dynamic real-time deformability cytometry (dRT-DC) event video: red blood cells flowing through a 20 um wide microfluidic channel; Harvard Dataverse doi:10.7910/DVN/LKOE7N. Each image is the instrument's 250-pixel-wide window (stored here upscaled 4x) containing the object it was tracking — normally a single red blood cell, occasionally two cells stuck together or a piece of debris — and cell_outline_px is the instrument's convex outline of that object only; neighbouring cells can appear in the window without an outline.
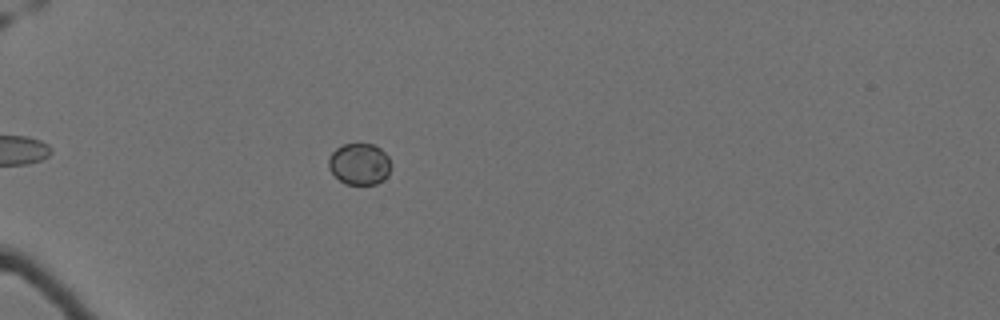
{"species": "Egyptian fruit bat (a non-hibernating species)", "species_latin": "Rousettus aegyptiacus", "temperature_condition": "cold", "stored_images_in_passage": 44, "camera_frame_rate_fps": 3000, "um_per_image_px": 0.085, "animal": {"sex": "female"}, "frame": {"image": 1, "passage_image": 3, "time_ms": 0.667, "image_size_px": [1000, 320], "cell_outline_px": [[392, 164], [388, 176], [384, 180], [376, 184], [344, 184], [328, 168], [328, 160], [332, 152], [336, 148], [344, 144], [372, 144], [380, 148], [388, 156]], "centroid_in_image_um": [30.58, 13.95], "position_along_channel_um": 54.4, "area_um2": 15.2}}
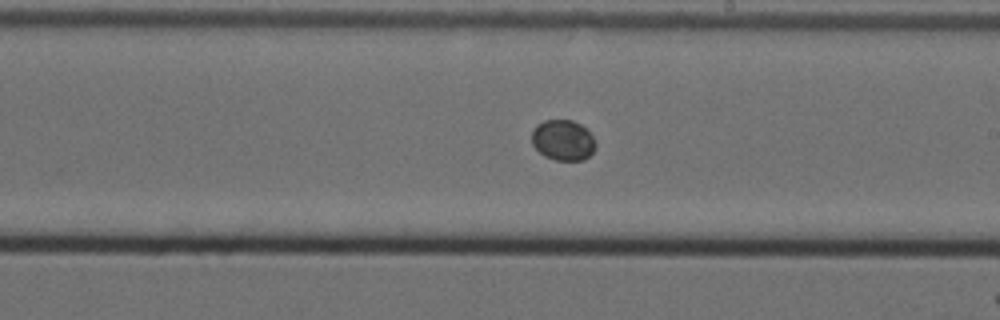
{"frame": {"image": 2, "passage_image": 21, "time_ms": 6.667, "image_size_px": [1000, 320], "cell_outline_px": [[596, 148], [584, 160], [556, 160], [544, 156], [532, 144], [532, 128], [536, 124], [544, 120], [572, 120], [580, 124], [592, 136], [596, 144]], "centroid_in_image_um": [47.83, 11.91], "position_along_channel_um": 241.2, "area_um2": 15.09}}
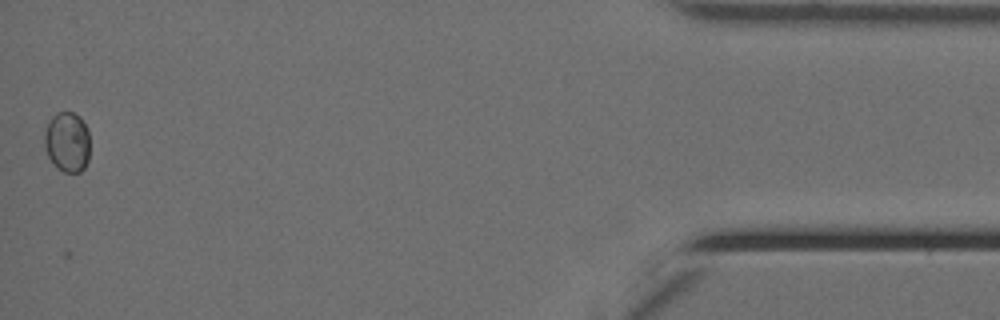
{"frame": {"image": 3, "passage_image": 43, "time_ms": 14.0, "image_size_px": [1000, 320], "cell_outline_px": [[88, 160], [84, 168], [80, 172], [64, 172], [56, 168], [48, 156], [44, 148], [44, 132], [48, 120], [56, 112], [72, 112], [80, 116], [88, 128]], "centroid_in_image_um": [5.69, 12.05], "position_along_channel_um": 429.5, "area_um2": 16.18}}